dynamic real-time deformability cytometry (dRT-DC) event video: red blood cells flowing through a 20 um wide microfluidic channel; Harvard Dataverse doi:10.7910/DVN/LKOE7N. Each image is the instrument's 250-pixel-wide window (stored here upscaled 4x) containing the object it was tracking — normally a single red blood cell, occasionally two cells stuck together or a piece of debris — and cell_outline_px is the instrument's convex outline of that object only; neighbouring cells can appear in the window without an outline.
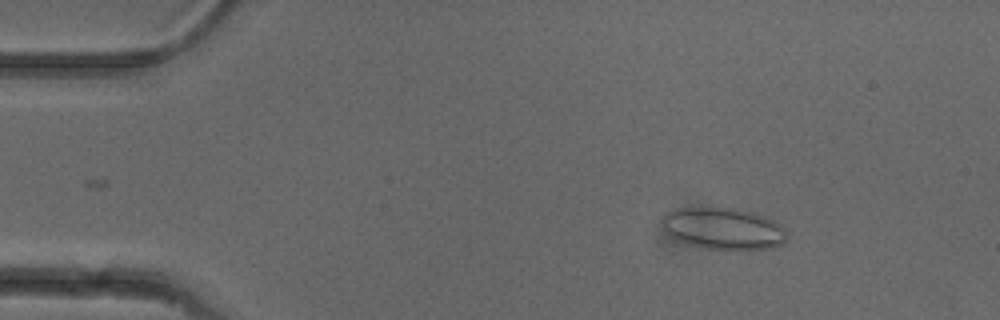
{"species": "common noctule bat (a hibernating species)", "species_latin": "Nyctalus noctula", "temperature_condition": "cold", "stored_images_in_passage": 48, "camera_frame_rate_fps": 3000, "um_per_image_px": 0.085, "animal": {"sex": "female"}, "frame": {"image": 1, "passage_image": 8, "time_ms": 2.333, "image_size_px": [1000, 320], "cell_outline_px": [[788, 240], [776, 248], [708, 248], [688, 244], [672, 236], [664, 228], [664, 216], [668, 212], [676, 208], [732, 208], [752, 212], [772, 220], [784, 228]], "centroid_in_image_um": [61.53, 19.42], "position_along_channel_um": 23.5, "area_um2": 29.48}}
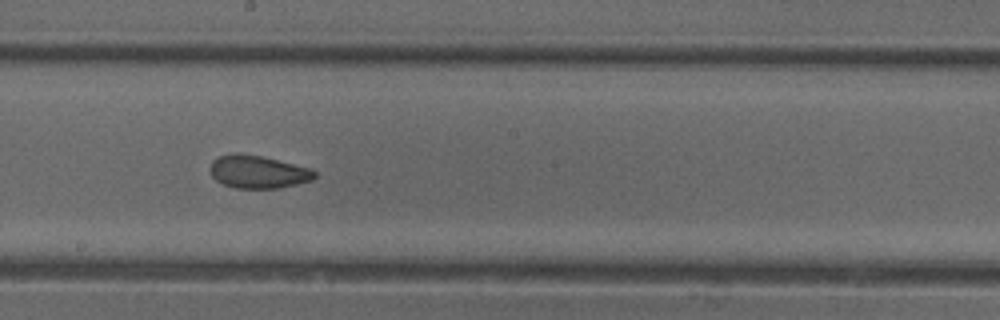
{"frame": {"image": 2, "passage_image": 29, "time_ms": 9.333, "image_size_px": [1000, 320], "cell_outline_px": [[316, 176], [312, 180], [296, 184], [276, 188], [236, 188], [224, 184], [216, 180], [212, 176], [208, 168], [212, 160], [220, 156], [232, 152], [240, 152], [260, 156], [312, 168], [316, 172]], "centroid_in_image_um": [21.9, 14.59], "position_along_channel_um": 226.3, "area_um2": 20.11}}
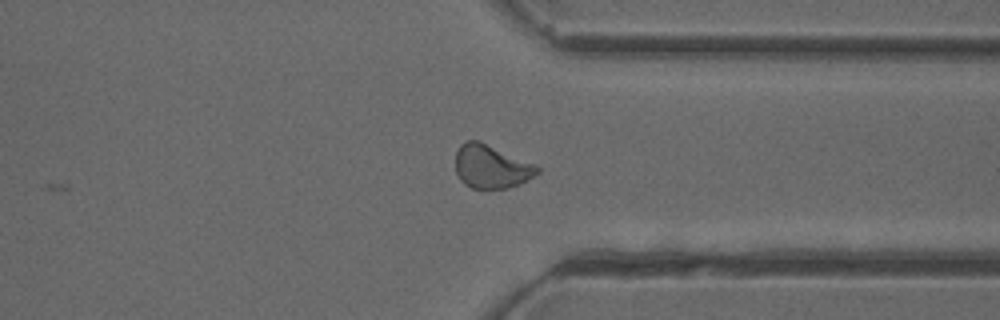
{"frame": {"image": 3, "passage_image": 40, "time_ms": 13.0, "image_size_px": [1000, 320], "cell_outline_px": [[540, 172], [520, 184], [508, 188], [472, 188], [464, 184], [460, 180], [456, 172], [456, 152], [460, 144], [464, 140], [480, 140], [536, 164], [540, 168]], "centroid_in_image_um": [41.76, 14.14], "position_along_channel_um": 369.6, "area_um2": 20.98}, "authors_computed_cell_mechanics": {"area_um2": 20.8369, "velocity_mm_per_s": 3.9602, "shape_relaxation_time_tau1_ms": null, "shape_relaxation_time_tau2_ms": 1.3554, "deformation_change_tau1": null, "deformation_change_tau2": 0.0633}}